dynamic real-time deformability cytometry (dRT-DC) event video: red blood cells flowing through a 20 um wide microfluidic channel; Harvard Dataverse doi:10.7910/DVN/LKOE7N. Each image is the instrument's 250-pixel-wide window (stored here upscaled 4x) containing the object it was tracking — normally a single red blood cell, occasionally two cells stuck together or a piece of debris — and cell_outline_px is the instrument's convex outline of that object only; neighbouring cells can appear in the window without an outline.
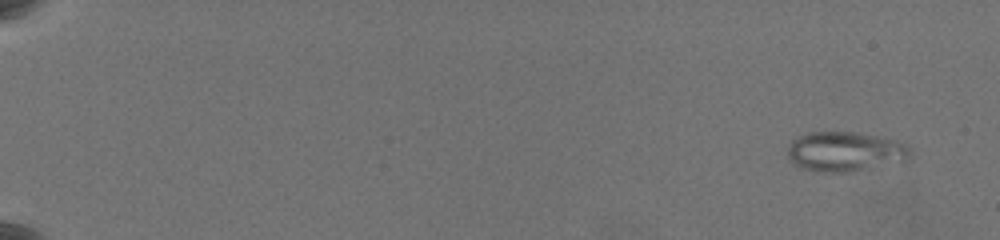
{"species": "common noctule bat (a hibernating species)", "species_latin": "Nyctalus noctula", "temperature_condition": "warm", "stored_images_in_passage": 62, "camera_frame_rate_fps": 3000, "um_per_image_px": 0.085, "animal": {"sex": "female", "body_mass_g": 19.5, "forearm_length_mm": 54.1}, "frame": {"image": 1, "passage_image": 5, "time_ms": 1.333, "image_size_px": [1000, 240], "cell_outline_px": [[912, 156], [904, 160], [852, 172], [824, 172], [804, 168], [796, 164], [788, 156], [788, 148], [792, 140], [796, 136], [808, 132], [860, 132], [892, 140], [904, 144], [912, 148]], "centroid_in_image_um": [71.83, 12.87], "position_along_channel_um": 13.2, "area_um2": 28.15}}
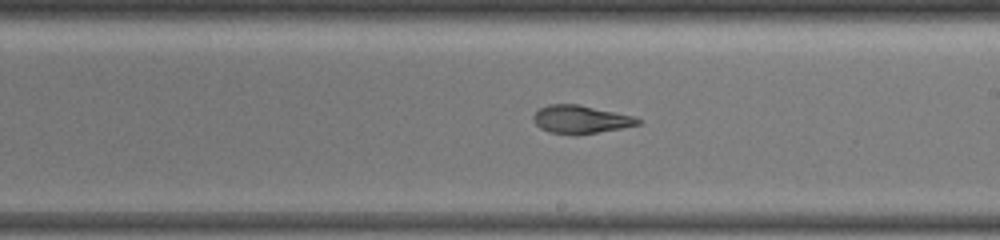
{"frame": {"image": 2, "passage_image": 40, "time_ms": 13.0, "image_size_px": [1000, 240], "cell_outline_px": [[644, 120], [640, 124], [620, 128], [576, 136], [548, 132], [540, 128], [536, 124], [532, 116], [540, 108], [548, 104], [576, 104], [632, 116]], "centroid_in_image_um": [49.33, 10.17], "position_along_channel_um": 239.7, "area_um2": 17.05}}
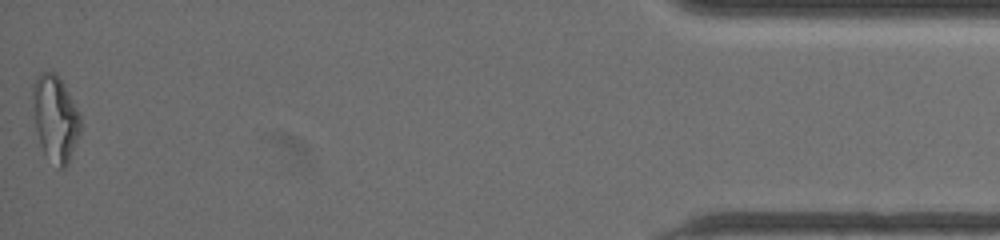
{"frame": {"image": 3, "passage_image": 62, "time_ms": 20.333, "image_size_px": [1000, 240], "cell_outline_px": [[80, 132], [68, 164], [64, 168], [60, 168], [44, 152], [40, 144], [36, 128], [32, 96], [32, 84], [36, 76], [40, 72], [56, 72], [68, 92], [80, 116]], "centroid_in_image_um": [4.69, 10.01], "position_along_channel_um": 430.5, "area_um2": 23.52}, "authors_computed_cell_mechanics": {"area_um2": 22.1952, "velocity_mm_per_s": 3.6319, "shape_relaxation_time_tau1_ms": null, "shape_relaxation_time_tau2_ms": 2.187, "deformation_change_tau1": null, "deformation_change_tau2": 0.0962}}